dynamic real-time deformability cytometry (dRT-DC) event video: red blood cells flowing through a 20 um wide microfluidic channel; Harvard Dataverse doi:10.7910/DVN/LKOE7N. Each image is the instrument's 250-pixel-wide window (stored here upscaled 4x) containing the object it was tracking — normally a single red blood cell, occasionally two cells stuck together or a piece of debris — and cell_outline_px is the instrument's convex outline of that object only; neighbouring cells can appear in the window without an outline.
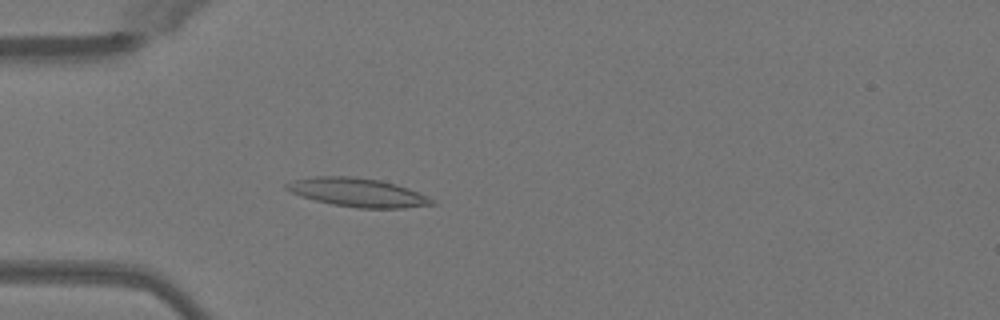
{"species": "Egyptian fruit bat (a non-hibernating species)", "species_latin": "Rousettus aegyptiacus", "temperature_condition": "warm", "stored_images_in_passage": 50, "camera_frame_rate_fps": 3000, "um_per_image_px": 0.085, "animal": {"sex": "female"}, "frame": {"image": 1, "passage_image": 15, "time_ms": 4.667, "image_size_px": [1000, 320], "cell_outline_px": [[436, 204], [404, 208], [356, 208], [332, 204], [300, 196], [284, 188], [284, 184], [292, 180], [316, 176], [348, 176], [380, 180], [396, 184], [408, 188], [428, 196], [436, 200]], "centroid_in_image_um": [30.42, 16.36], "position_along_channel_um": 54.6, "area_um2": 24.33}}
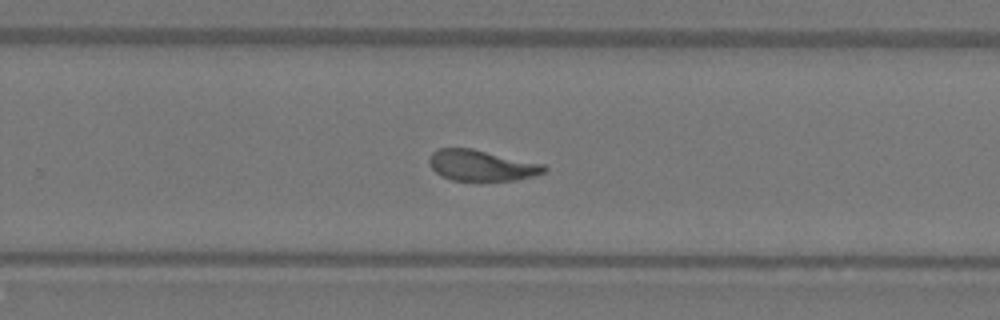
{"frame": {"image": 2, "passage_image": 33, "time_ms": 10.667, "image_size_px": [1000, 320], "cell_outline_px": [[548, 168], [544, 172], [536, 176], [516, 180], [476, 184], [452, 180], [440, 176], [428, 164], [428, 156], [432, 152], [440, 148], [472, 148], [544, 164]], "centroid_in_image_um": [40.91, 14.11], "position_along_channel_um": 288.9, "area_um2": 21.73}}
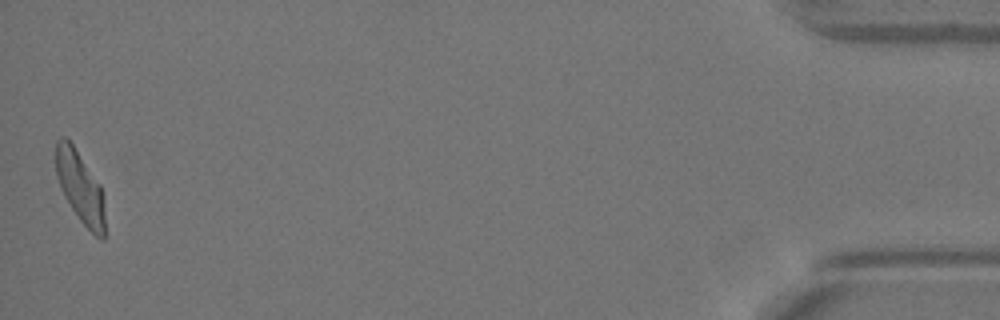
{"frame": {"image": 3, "passage_image": 50, "time_ms": 16.333, "image_size_px": [1000, 320], "cell_outline_px": [[104, 240], [100, 240], [80, 220], [64, 196], [60, 188], [56, 176], [56, 140], [60, 136], [64, 136], [72, 144], [100, 184], [104, 216]], "centroid_in_image_um": [6.78, 15.89], "position_along_channel_um": 428.4, "area_um2": 20.06}, "authors_computed_cell_mechanics": {"area_um2": 21.7906, "velocity_mm_per_s": 4.0445, "shape_relaxation_time_tau1_ms": 5.0559, "shape_relaxation_time_tau2_ms": 1.607, "deformation_change_tau1": 0.2022, "deformation_change_tau2": 0.0927}}